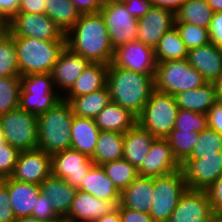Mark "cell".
Masks as SVG:
<instances>
[{"label":"cell","mask_w":222,"mask_h":222,"mask_svg":"<svg viewBox=\"0 0 222 222\" xmlns=\"http://www.w3.org/2000/svg\"><path fill=\"white\" fill-rule=\"evenodd\" d=\"M65 36L66 47L90 63H112L115 50L99 12L81 14Z\"/></svg>","instance_id":"obj_1"},{"label":"cell","mask_w":222,"mask_h":222,"mask_svg":"<svg viewBox=\"0 0 222 222\" xmlns=\"http://www.w3.org/2000/svg\"><path fill=\"white\" fill-rule=\"evenodd\" d=\"M107 87L112 102L138 117L154 90V74L136 73L111 63L108 66Z\"/></svg>","instance_id":"obj_2"},{"label":"cell","mask_w":222,"mask_h":222,"mask_svg":"<svg viewBox=\"0 0 222 222\" xmlns=\"http://www.w3.org/2000/svg\"><path fill=\"white\" fill-rule=\"evenodd\" d=\"M73 115L71 104L63 99L47 112L38 115L37 148L50 155L70 149Z\"/></svg>","instance_id":"obj_3"},{"label":"cell","mask_w":222,"mask_h":222,"mask_svg":"<svg viewBox=\"0 0 222 222\" xmlns=\"http://www.w3.org/2000/svg\"><path fill=\"white\" fill-rule=\"evenodd\" d=\"M20 76L51 73L66 41H42L28 37H13Z\"/></svg>","instance_id":"obj_4"},{"label":"cell","mask_w":222,"mask_h":222,"mask_svg":"<svg viewBox=\"0 0 222 222\" xmlns=\"http://www.w3.org/2000/svg\"><path fill=\"white\" fill-rule=\"evenodd\" d=\"M178 111L175 96L154 89L137 123L155 138H166L174 129Z\"/></svg>","instance_id":"obj_5"},{"label":"cell","mask_w":222,"mask_h":222,"mask_svg":"<svg viewBox=\"0 0 222 222\" xmlns=\"http://www.w3.org/2000/svg\"><path fill=\"white\" fill-rule=\"evenodd\" d=\"M206 80L187 59L168 60L157 63L154 89L175 96L176 94L203 86Z\"/></svg>","instance_id":"obj_6"},{"label":"cell","mask_w":222,"mask_h":222,"mask_svg":"<svg viewBox=\"0 0 222 222\" xmlns=\"http://www.w3.org/2000/svg\"><path fill=\"white\" fill-rule=\"evenodd\" d=\"M19 107L36 116L47 112L62 100L55 89L51 73L20 76Z\"/></svg>","instance_id":"obj_7"},{"label":"cell","mask_w":222,"mask_h":222,"mask_svg":"<svg viewBox=\"0 0 222 222\" xmlns=\"http://www.w3.org/2000/svg\"><path fill=\"white\" fill-rule=\"evenodd\" d=\"M187 184L182 168L154 177V190L150 216L154 222H166L176 208Z\"/></svg>","instance_id":"obj_8"},{"label":"cell","mask_w":222,"mask_h":222,"mask_svg":"<svg viewBox=\"0 0 222 222\" xmlns=\"http://www.w3.org/2000/svg\"><path fill=\"white\" fill-rule=\"evenodd\" d=\"M3 137L19 151L34 150L38 146L37 116L20 107L0 115Z\"/></svg>","instance_id":"obj_9"},{"label":"cell","mask_w":222,"mask_h":222,"mask_svg":"<svg viewBox=\"0 0 222 222\" xmlns=\"http://www.w3.org/2000/svg\"><path fill=\"white\" fill-rule=\"evenodd\" d=\"M99 13L104 19L114 50L136 40L138 19L127 11L123 3L116 2L103 5Z\"/></svg>","instance_id":"obj_10"},{"label":"cell","mask_w":222,"mask_h":222,"mask_svg":"<svg viewBox=\"0 0 222 222\" xmlns=\"http://www.w3.org/2000/svg\"><path fill=\"white\" fill-rule=\"evenodd\" d=\"M12 37L66 41L65 34L46 14L18 13L10 20Z\"/></svg>","instance_id":"obj_11"},{"label":"cell","mask_w":222,"mask_h":222,"mask_svg":"<svg viewBox=\"0 0 222 222\" xmlns=\"http://www.w3.org/2000/svg\"><path fill=\"white\" fill-rule=\"evenodd\" d=\"M93 165L91 157L71 148L51 155L52 175L65 180L77 190Z\"/></svg>","instance_id":"obj_12"},{"label":"cell","mask_w":222,"mask_h":222,"mask_svg":"<svg viewBox=\"0 0 222 222\" xmlns=\"http://www.w3.org/2000/svg\"><path fill=\"white\" fill-rule=\"evenodd\" d=\"M181 168L188 189L206 191L222 173V151H218V155H200V159H186Z\"/></svg>","instance_id":"obj_13"},{"label":"cell","mask_w":222,"mask_h":222,"mask_svg":"<svg viewBox=\"0 0 222 222\" xmlns=\"http://www.w3.org/2000/svg\"><path fill=\"white\" fill-rule=\"evenodd\" d=\"M214 215L207 191L187 188L166 222H211Z\"/></svg>","instance_id":"obj_14"},{"label":"cell","mask_w":222,"mask_h":222,"mask_svg":"<svg viewBox=\"0 0 222 222\" xmlns=\"http://www.w3.org/2000/svg\"><path fill=\"white\" fill-rule=\"evenodd\" d=\"M112 63L142 74H155L157 67L154 49L138 40L116 48Z\"/></svg>","instance_id":"obj_15"},{"label":"cell","mask_w":222,"mask_h":222,"mask_svg":"<svg viewBox=\"0 0 222 222\" xmlns=\"http://www.w3.org/2000/svg\"><path fill=\"white\" fill-rule=\"evenodd\" d=\"M51 174V155L37 148L19 152L10 178L19 182L40 185Z\"/></svg>","instance_id":"obj_16"},{"label":"cell","mask_w":222,"mask_h":222,"mask_svg":"<svg viewBox=\"0 0 222 222\" xmlns=\"http://www.w3.org/2000/svg\"><path fill=\"white\" fill-rule=\"evenodd\" d=\"M181 168L175 159L166 138H155L147 156L137 169L139 176L157 177L172 173Z\"/></svg>","instance_id":"obj_17"},{"label":"cell","mask_w":222,"mask_h":222,"mask_svg":"<svg viewBox=\"0 0 222 222\" xmlns=\"http://www.w3.org/2000/svg\"><path fill=\"white\" fill-rule=\"evenodd\" d=\"M175 14L171 10L151 7L148 12L138 18L136 40L155 48L163 35L174 27Z\"/></svg>","instance_id":"obj_18"},{"label":"cell","mask_w":222,"mask_h":222,"mask_svg":"<svg viewBox=\"0 0 222 222\" xmlns=\"http://www.w3.org/2000/svg\"><path fill=\"white\" fill-rule=\"evenodd\" d=\"M89 63L65 46L51 72L54 87L61 96L73 86Z\"/></svg>","instance_id":"obj_19"},{"label":"cell","mask_w":222,"mask_h":222,"mask_svg":"<svg viewBox=\"0 0 222 222\" xmlns=\"http://www.w3.org/2000/svg\"><path fill=\"white\" fill-rule=\"evenodd\" d=\"M114 201L101 200L92 194L76 191L68 216L67 222H92L107 215L117 208Z\"/></svg>","instance_id":"obj_20"},{"label":"cell","mask_w":222,"mask_h":222,"mask_svg":"<svg viewBox=\"0 0 222 222\" xmlns=\"http://www.w3.org/2000/svg\"><path fill=\"white\" fill-rule=\"evenodd\" d=\"M187 61L206 82H215L222 75V48L214 44L188 50Z\"/></svg>","instance_id":"obj_21"},{"label":"cell","mask_w":222,"mask_h":222,"mask_svg":"<svg viewBox=\"0 0 222 222\" xmlns=\"http://www.w3.org/2000/svg\"><path fill=\"white\" fill-rule=\"evenodd\" d=\"M153 190L154 177L138 176L121 192L118 207L149 214Z\"/></svg>","instance_id":"obj_22"},{"label":"cell","mask_w":222,"mask_h":222,"mask_svg":"<svg viewBox=\"0 0 222 222\" xmlns=\"http://www.w3.org/2000/svg\"><path fill=\"white\" fill-rule=\"evenodd\" d=\"M175 99L179 109L205 115L219 100L215 82H206L201 87L182 91L175 95Z\"/></svg>","instance_id":"obj_23"},{"label":"cell","mask_w":222,"mask_h":222,"mask_svg":"<svg viewBox=\"0 0 222 222\" xmlns=\"http://www.w3.org/2000/svg\"><path fill=\"white\" fill-rule=\"evenodd\" d=\"M155 137L138 123L123 134V158L136 169L141 165Z\"/></svg>","instance_id":"obj_24"},{"label":"cell","mask_w":222,"mask_h":222,"mask_svg":"<svg viewBox=\"0 0 222 222\" xmlns=\"http://www.w3.org/2000/svg\"><path fill=\"white\" fill-rule=\"evenodd\" d=\"M41 192L50 197L55 212L64 220L69 213L77 189L52 174L40 184Z\"/></svg>","instance_id":"obj_25"},{"label":"cell","mask_w":222,"mask_h":222,"mask_svg":"<svg viewBox=\"0 0 222 222\" xmlns=\"http://www.w3.org/2000/svg\"><path fill=\"white\" fill-rule=\"evenodd\" d=\"M78 190L92 194L101 200L114 201L117 205L120 203L121 192L116 188L113 181L107 177L100 165H93L90 168Z\"/></svg>","instance_id":"obj_26"},{"label":"cell","mask_w":222,"mask_h":222,"mask_svg":"<svg viewBox=\"0 0 222 222\" xmlns=\"http://www.w3.org/2000/svg\"><path fill=\"white\" fill-rule=\"evenodd\" d=\"M8 192L15 218L31 216L36 199L41 193L40 185L19 182L8 177Z\"/></svg>","instance_id":"obj_27"},{"label":"cell","mask_w":222,"mask_h":222,"mask_svg":"<svg viewBox=\"0 0 222 222\" xmlns=\"http://www.w3.org/2000/svg\"><path fill=\"white\" fill-rule=\"evenodd\" d=\"M100 131L124 134L137 124V116L115 102H110L95 118Z\"/></svg>","instance_id":"obj_28"},{"label":"cell","mask_w":222,"mask_h":222,"mask_svg":"<svg viewBox=\"0 0 222 222\" xmlns=\"http://www.w3.org/2000/svg\"><path fill=\"white\" fill-rule=\"evenodd\" d=\"M108 64L89 63L73 86L62 97H80L107 85Z\"/></svg>","instance_id":"obj_29"},{"label":"cell","mask_w":222,"mask_h":222,"mask_svg":"<svg viewBox=\"0 0 222 222\" xmlns=\"http://www.w3.org/2000/svg\"><path fill=\"white\" fill-rule=\"evenodd\" d=\"M100 130L94 119L73 115L71 125V149L92 157L96 147Z\"/></svg>","instance_id":"obj_30"},{"label":"cell","mask_w":222,"mask_h":222,"mask_svg":"<svg viewBox=\"0 0 222 222\" xmlns=\"http://www.w3.org/2000/svg\"><path fill=\"white\" fill-rule=\"evenodd\" d=\"M71 104L74 116L94 119L110 102L107 85L80 97H62Z\"/></svg>","instance_id":"obj_31"},{"label":"cell","mask_w":222,"mask_h":222,"mask_svg":"<svg viewBox=\"0 0 222 222\" xmlns=\"http://www.w3.org/2000/svg\"><path fill=\"white\" fill-rule=\"evenodd\" d=\"M91 158L94 165L100 166L114 160L123 159V134L100 131L94 154Z\"/></svg>","instance_id":"obj_32"},{"label":"cell","mask_w":222,"mask_h":222,"mask_svg":"<svg viewBox=\"0 0 222 222\" xmlns=\"http://www.w3.org/2000/svg\"><path fill=\"white\" fill-rule=\"evenodd\" d=\"M45 14L57 24L66 35L81 16L70 0H45Z\"/></svg>","instance_id":"obj_33"},{"label":"cell","mask_w":222,"mask_h":222,"mask_svg":"<svg viewBox=\"0 0 222 222\" xmlns=\"http://www.w3.org/2000/svg\"><path fill=\"white\" fill-rule=\"evenodd\" d=\"M154 52L157 63L187 59L188 56V49L175 26L163 35Z\"/></svg>","instance_id":"obj_34"},{"label":"cell","mask_w":222,"mask_h":222,"mask_svg":"<svg viewBox=\"0 0 222 222\" xmlns=\"http://www.w3.org/2000/svg\"><path fill=\"white\" fill-rule=\"evenodd\" d=\"M213 14L207 0H186L175 13L174 22L191 23L208 29Z\"/></svg>","instance_id":"obj_35"},{"label":"cell","mask_w":222,"mask_h":222,"mask_svg":"<svg viewBox=\"0 0 222 222\" xmlns=\"http://www.w3.org/2000/svg\"><path fill=\"white\" fill-rule=\"evenodd\" d=\"M107 177L122 192L139 175L138 170L126 159L114 160L101 165Z\"/></svg>","instance_id":"obj_36"},{"label":"cell","mask_w":222,"mask_h":222,"mask_svg":"<svg viewBox=\"0 0 222 222\" xmlns=\"http://www.w3.org/2000/svg\"><path fill=\"white\" fill-rule=\"evenodd\" d=\"M197 131H180L173 129L166 137L172 148L173 155L177 162L181 165L191 154L198 135Z\"/></svg>","instance_id":"obj_37"},{"label":"cell","mask_w":222,"mask_h":222,"mask_svg":"<svg viewBox=\"0 0 222 222\" xmlns=\"http://www.w3.org/2000/svg\"><path fill=\"white\" fill-rule=\"evenodd\" d=\"M20 76L0 78V115L19 107Z\"/></svg>","instance_id":"obj_38"},{"label":"cell","mask_w":222,"mask_h":222,"mask_svg":"<svg viewBox=\"0 0 222 222\" xmlns=\"http://www.w3.org/2000/svg\"><path fill=\"white\" fill-rule=\"evenodd\" d=\"M218 151H222V134L207 127L199 133L187 159H200V155H218Z\"/></svg>","instance_id":"obj_39"},{"label":"cell","mask_w":222,"mask_h":222,"mask_svg":"<svg viewBox=\"0 0 222 222\" xmlns=\"http://www.w3.org/2000/svg\"><path fill=\"white\" fill-rule=\"evenodd\" d=\"M8 76H20L15 43L11 35L0 41V78Z\"/></svg>","instance_id":"obj_40"},{"label":"cell","mask_w":222,"mask_h":222,"mask_svg":"<svg viewBox=\"0 0 222 222\" xmlns=\"http://www.w3.org/2000/svg\"><path fill=\"white\" fill-rule=\"evenodd\" d=\"M174 26L178 30L188 50L210 43L207 28H202L186 22H174Z\"/></svg>","instance_id":"obj_41"},{"label":"cell","mask_w":222,"mask_h":222,"mask_svg":"<svg viewBox=\"0 0 222 222\" xmlns=\"http://www.w3.org/2000/svg\"><path fill=\"white\" fill-rule=\"evenodd\" d=\"M207 127V115L190 110L179 109L175 119L174 129H179L180 131L191 130L201 132Z\"/></svg>","instance_id":"obj_42"},{"label":"cell","mask_w":222,"mask_h":222,"mask_svg":"<svg viewBox=\"0 0 222 222\" xmlns=\"http://www.w3.org/2000/svg\"><path fill=\"white\" fill-rule=\"evenodd\" d=\"M19 150L12 147L5 139H0V180L12 175Z\"/></svg>","instance_id":"obj_43"},{"label":"cell","mask_w":222,"mask_h":222,"mask_svg":"<svg viewBox=\"0 0 222 222\" xmlns=\"http://www.w3.org/2000/svg\"><path fill=\"white\" fill-rule=\"evenodd\" d=\"M51 198L47 197L42 192L36 199V205L32 210V217L44 222H59L63 220L54 210Z\"/></svg>","instance_id":"obj_44"},{"label":"cell","mask_w":222,"mask_h":222,"mask_svg":"<svg viewBox=\"0 0 222 222\" xmlns=\"http://www.w3.org/2000/svg\"><path fill=\"white\" fill-rule=\"evenodd\" d=\"M15 215L10 204L8 178L0 180V222H14Z\"/></svg>","instance_id":"obj_45"},{"label":"cell","mask_w":222,"mask_h":222,"mask_svg":"<svg viewBox=\"0 0 222 222\" xmlns=\"http://www.w3.org/2000/svg\"><path fill=\"white\" fill-rule=\"evenodd\" d=\"M206 191L215 215H222V173Z\"/></svg>","instance_id":"obj_46"},{"label":"cell","mask_w":222,"mask_h":222,"mask_svg":"<svg viewBox=\"0 0 222 222\" xmlns=\"http://www.w3.org/2000/svg\"><path fill=\"white\" fill-rule=\"evenodd\" d=\"M210 43L222 48V12H215L208 27Z\"/></svg>","instance_id":"obj_47"},{"label":"cell","mask_w":222,"mask_h":222,"mask_svg":"<svg viewBox=\"0 0 222 222\" xmlns=\"http://www.w3.org/2000/svg\"><path fill=\"white\" fill-rule=\"evenodd\" d=\"M127 11L135 18L144 16L152 7L151 0H121Z\"/></svg>","instance_id":"obj_48"},{"label":"cell","mask_w":222,"mask_h":222,"mask_svg":"<svg viewBox=\"0 0 222 222\" xmlns=\"http://www.w3.org/2000/svg\"><path fill=\"white\" fill-rule=\"evenodd\" d=\"M208 128L222 134V101L218 100L207 113Z\"/></svg>","instance_id":"obj_49"},{"label":"cell","mask_w":222,"mask_h":222,"mask_svg":"<svg viewBox=\"0 0 222 222\" xmlns=\"http://www.w3.org/2000/svg\"><path fill=\"white\" fill-rule=\"evenodd\" d=\"M121 222H154L150 214L131 210L126 207H118Z\"/></svg>","instance_id":"obj_50"},{"label":"cell","mask_w":222,"mask_h":222,"mask_svg":"<svg viewBox=\"0 0 222 222\" xmlns=\"http://www.w3.org/2000/svg\"><path fill=\"white\" fill-rule=\"evenodd\" d=\"M45 0H21L18 13L45 14Z\"/></svg>","instance_id":"obj_51"},{"label":"cell","mask_w":222,"mask_h":222,"mask_svg":"<svg viewBox=\"0 0 222 222\" xmlns=\"http://www.w3.org/2000/svg\"><path fill=\"white\" fill-rule=\"evenodd\" d=\"M81 14L97 13L103 6L100 0H70Z\"/></svg>","instance_id":"obj_52"},{"label":"cell","mask_w":222,"mask_h":222,"mask_svg":"<svg viewBox=\"0 0 222 222\" xmlns=\"http://www.w3.org/2000/svg\"><path fill=\"white\" fill-rule=\"evenodd\" d=\"M20 3L21 0H0V14L11 20L18 14Z\"/></svg>","instance_id":"obj_53"},{"label":"cell","mask_w":222,"mask_h":222,"mask_svg":"<svg viewBox=\"0 0 222 222\" xmlns=\"http://www.w3.org/2000/svg\"><path fill=\"white\" fill-rule=\"evenodd\" d=\"M186 0H151L152 7L171 10L174 14Z\"/></svg>","instance_id":"obj_54"},{"label":"cell","mask_w":222,"mask_h":222,"mask_svg":"<svg viewBox=\"0 0 222 222\" xmlns=\"http://www.w3.org/2000/svg\"><path fill=\"white\" fill-rule=\"evenodd\" d=\"M11 33L10 19L0 14V41L7 38Z\"/></svg>","instance_id":"obj_55"},{"label":"cell","mask_w":222,"mask_h":222,"mask_svg":"<svg viewBox=\"0 0 222 222\" xmlns=\"http://www.w3.org/2000/svg\"><path fill=\"white\" fill-rule=\"evenodd\" d=\"M92 222H121V216L117 208L111 213L100 217L99 219L93 220Z\"/></svg>","instance_id":"obj_56"},{"label":"cell","mask_w":222,"mask_h":222,"mask_svg":"<svg viewBox=\"0 0 222 222\" xmlns=\"http://www.w3.org/2000/svg\"><path fill=\"white\" fill-rule=\"evenodd\" d=\"M207 2L214 13L222 12V0H207Z\"/></svg>","instance_id":"obj_57"},{"label":"cell","mask_w":222,"mask_h":222,"mask_svg":"<svg viewBox=\"0 0 222 222\" xmlns=\"http://www.w3.org/2000/svg\"><path fill=\"white\" fill-rule=\"evenodd\" d=\"M14 222H44L32 216L18 217Z\"/></svg>","instance_id":"obj_58"},{"label":"cell","mask_w":222,"mask_h":222,"mask_svg":"<svg viewBox=\"0 0 222 222\" xmlns=\"http://www.w3.org/2000/svg\"><path fill=\"white\" fill-rule=\"evenodd\" d=\"M218 99L222 101V75L215 81Z\"/></svg>","instance_id":"obj_59"},{"label":"cell","mask_w":222,"mask_h":222,"mask_svg":"<svg viewBox=\"0 0 222 222\" xmlns=\"http://www.w3.org/2000/svg\"><path fill=\"white\" fill-rule=\"evenodd\" d=\"M211 222H222V215H214Z\"/></svg>","instance_id":"obj_60"},{"label":"cell","mask_w":222,"mask_h":222,"mask_svg":"<svg viewBox=\"0 0 222 222\" xmlns=\"http://www.w3.org/2000/svg\"><path fill=\"white\" fill-rule=\"evenodd\" d=\"M102 5H106L109 3H116V2H120L121 0H100Z\"/></svg>","instance_id":"obj_61"},{"label":"cell","mask_w":222,"mask_h":222,"mask_svg":"<svg viewBox=\"0 0 222 222\" xmlns=\"http://www.w3.org/2000/svg\"><path fill=\"white\" fill-rule=\"evenodd\" d=\"M0 139H5V138L3 137V129H2L1 120H0Z\"/></svg>","instance_id":"obj_62"}]
</instances>
